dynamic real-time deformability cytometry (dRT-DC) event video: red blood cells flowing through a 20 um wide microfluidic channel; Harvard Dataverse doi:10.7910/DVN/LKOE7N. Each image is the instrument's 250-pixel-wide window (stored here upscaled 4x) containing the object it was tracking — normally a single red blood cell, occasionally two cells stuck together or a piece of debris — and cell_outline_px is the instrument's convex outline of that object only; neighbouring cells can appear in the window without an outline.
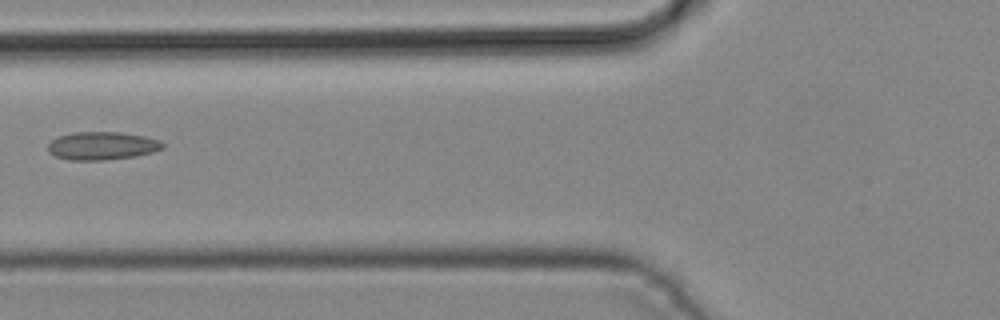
{"species": "common noctule bat (a hibernating species)", "species_latin": "Nyctalus noctula", "temperature_condition": "cold", "stored_images_in_passage": 2, "camera_frame_rate_fps": 3000, "um_per_image_px": 0.085, "animal": {"sex": "male", "body_mass_g": 19.2, "forearm_length_mm": 51.8}, "frame": {"image": 1, "passage_image": 2, "time_ms": 0.333, "image_size_px": [1000, 320], "cell_outline_px": [[164, 148], [152, 152], [136, 156], [104, 160], [68, 160], [56, 156], [48, 152], [48, 144], [52, 140], [60, 136], [76, 132], [120, 132], [144, 136], [160, 140], [164, 144]], "centroid_in_image_um": [8.69, 12.39], "position_along_channel_um": 117.1, "area_um2": 18.73}}